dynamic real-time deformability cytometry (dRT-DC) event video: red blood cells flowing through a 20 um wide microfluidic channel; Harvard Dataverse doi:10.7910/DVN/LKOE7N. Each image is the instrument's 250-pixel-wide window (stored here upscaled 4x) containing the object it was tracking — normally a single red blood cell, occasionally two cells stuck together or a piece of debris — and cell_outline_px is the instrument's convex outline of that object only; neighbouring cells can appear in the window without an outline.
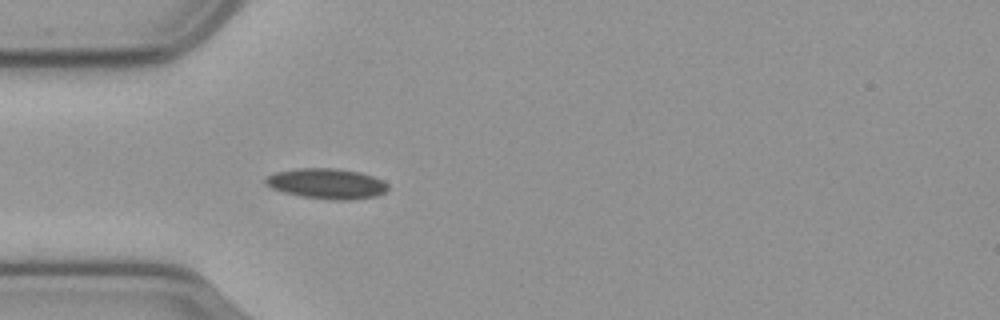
{"species": "common noctule bat (a hibernating species)", "species_latin": "Nyctalus noctula", "temperature_condition": "cold", "stored_images_in_passage": 30, "camera_frame_rate_fps": 3000, "um_per_image_px": 0.085, "animal": {"sex": "male", "body_mass_g": 23.1, "forearm_length_mm": 52.7}, "frame": {"image": 1, "passage_image": 5, "time_ms": 1.333, "image_size_px": [1000, 320], "cell_outline_px": [[388, 188], [384, 192], [376, 196], [348, 200], [328, 200], [300, 196], [284, 192], [272, 188], [264, 184], [264, 180], [268, 176], [276, 172], [300, 168], [336, 168], [360, 172], [372, 176], [388, 184]], "centroid_in_image_um": [27.76, 15.61], "position_along_channel_um": 57.2, "area_um2": 21.62}}